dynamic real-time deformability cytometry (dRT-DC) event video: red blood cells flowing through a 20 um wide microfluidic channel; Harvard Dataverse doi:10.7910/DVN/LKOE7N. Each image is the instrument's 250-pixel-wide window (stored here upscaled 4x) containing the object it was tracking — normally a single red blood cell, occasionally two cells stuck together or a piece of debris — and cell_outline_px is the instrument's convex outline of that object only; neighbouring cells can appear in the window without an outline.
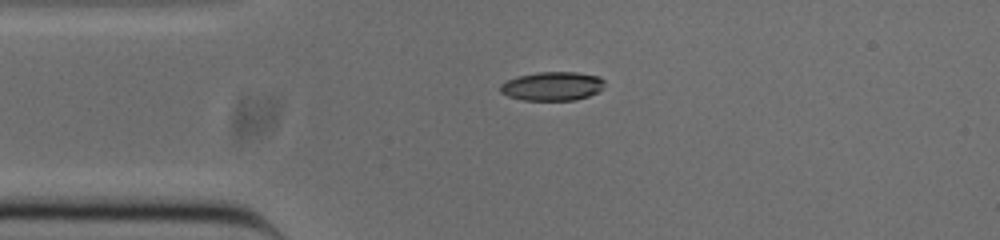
{"species": "common noctule bat (a hibernating species)", "species_latin": "Nyctalus noctula", "temperature_condition": "cold", "stored_images_in_passage": 42, "camera_frame_rate_fps": 3000, "um_per_image_px": 0.085, "animal": {"sex": "male", "body_mass_g": 20.0, "forearm_length_mm": 53.3}, "frame": {"image": 1, "passage_image": 1, "time_ms": 0.0, "image_size_px": [1000, 240], "cell_outline_px": [[604, 84], [596, 92], [588, 96], [576, 100], [524, 100], [508, 96], [500, 92], [500, 84], [516, 76], [536, 72], [576, 72], [600, 76], [604, 80]], "centroid_in_image_um": [46.92, 7.31], "position_along_channel_um": 38.1, "area_um2": 17.51}}
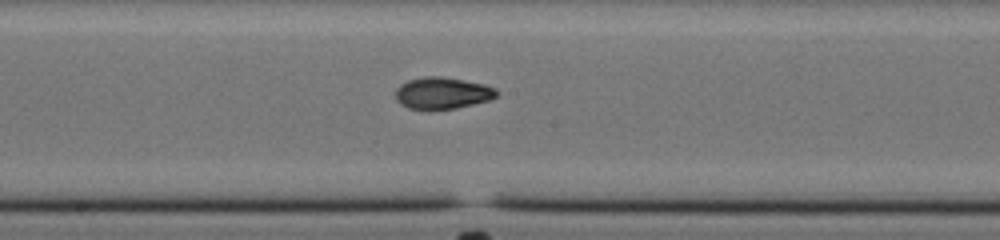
{"frame": {"image": 2, "passage_image": 16, "time_ms": 5.0, "image_size_px": [1000, 240], "cell_outline_px": [[496, 96], [488, 100], [456, 108], [408, 108], [400, 104], [396, 100], [396, 88], [400, 84], [408, 80], [424, 76], [440, 76], [464, 80], [484, 84], [496, 88]], "centroid_in_image_um": [37.57, 7.89], "position_along_channel_um": 210.6, "area_um2": 18.38}}
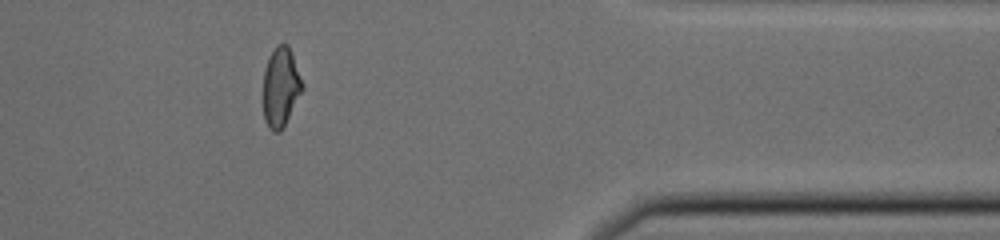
{"frame": {"image": 3, "passage_image": 32, "time_ms": 10.333, "image_size_px": [1000, 240], "cell_outline_px": [[304, 88], [280, 132], [272, 132], [268, 128], [264, 120], [264, 68], [276, 44], [288, 44]], "centroid_in_image_um": [23.85, 7.42], "position_along_channel_um": 387.6, "area_um2": 17.74}, "authors_computed_cell_mechanics": {"area_um2": 18.4382, "velocity_mm_per_s": 3.853, "shape_relaxation_time_tau1_ms": 4.4985, "shape_relaxation_time_tau2_ms": 2.4222, "deformation_change_tau1": 0.1838, "deformation_change_tau2": 0.0691}}